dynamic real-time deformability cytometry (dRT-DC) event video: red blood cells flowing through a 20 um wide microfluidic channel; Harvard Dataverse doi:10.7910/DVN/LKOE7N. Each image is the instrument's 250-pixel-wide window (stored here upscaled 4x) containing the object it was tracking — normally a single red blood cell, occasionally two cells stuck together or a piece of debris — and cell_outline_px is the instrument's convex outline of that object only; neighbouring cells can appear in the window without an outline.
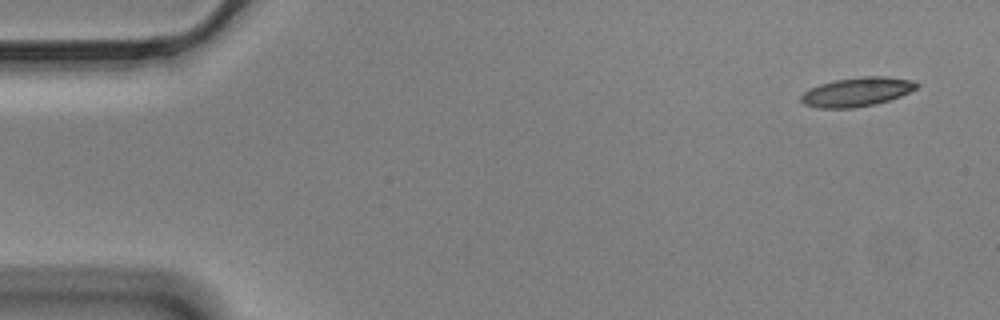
{"species": "Egyptian fruit bat (a non-hibernating species)", "species_latin": "Rousettus aegyptiacus", "temperature_condition": "cold", "stored_images_in_passage": 55, "camera_frame_rate_fps": 3000, "um_per_image_px": 0.085, "animal": {"sex": "male"}, "frame": {"image": 1, "passage_image": 1, "time_ms": 0.0, "image_size_px": [1000, 320], "cell_outline_px": [[920, 84], [916, 88], [900, 96], [876, 104], [852, 108], [816, 108], [804, 104], [800, 100], [800, 96], [804, 92], [820, 84], [836, 80], [864, 76], [884, 76], [908, 80]], "centroid_in_image_um": [72.8, 7.82], "position_along_channel_um": 12.2, "area_um2": 19.31}}
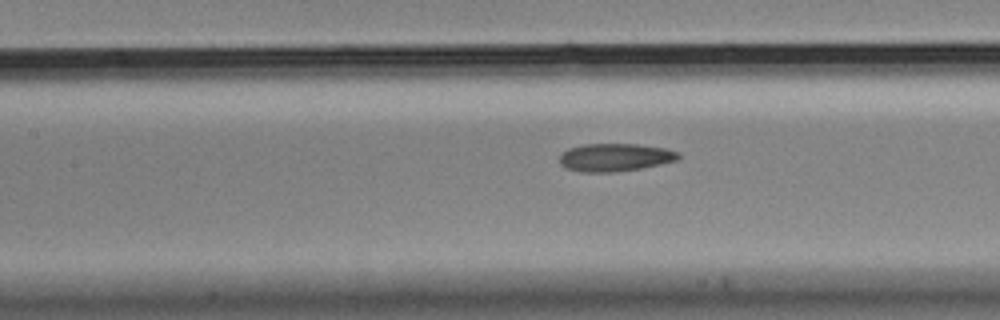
{"frame": {"image": 2, "passage_image": 23, "time_ms": 7.333, "image_size_px": [1000, 320], "cell_outline_px": [[680, 160], [640, 168], [616, 172], [580, 172], [564, 168], [560, 164], [560, 156], [568, 148], [584, 144], [636, 144], [664, 148], [680, 152]], "centroid_in_image_um": [52.28, 13.38], "position_along_channel_um": 155.1, "area_um2": 19.42}}
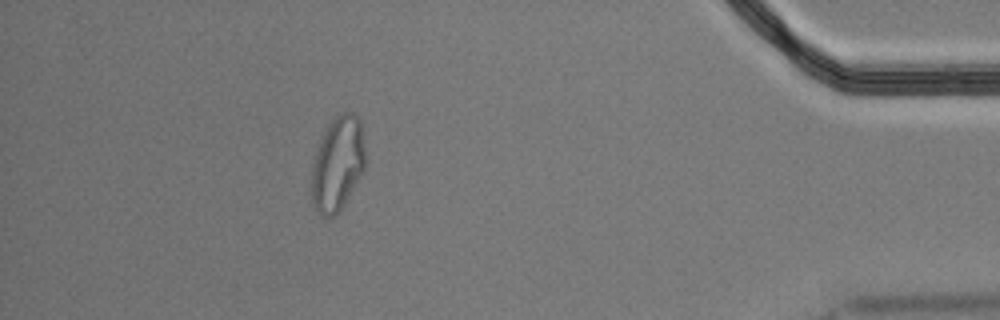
{"frame": {"image": 3, "passage_image": 49, "time_ms": 16.0, "image_size_px": [1000, 320], "cell_outline_px": [[364, 168], [360, 176], [344, 204], [336, 216], [328, 220], [320, 216], [312, 204], [312, 164], [316, 152], [324, 132], [328, 124], [336, 116], [344, 112], [352, 112], [360, 120], [364, 148]], "centroid_in_image_um": [28.67, 13.98], "position_along_channel_um": 406.5, "area_um2": 29.36}, "authors_computed_cell_mechanics": {"area_um2": 20.0566, "velocity_mm_per_s": 3.4857, "shape_relaxation_time_tau1_ms": null, "shape_relaxation_time_tau2_ms": 2.927, "deformation_change_tau1": null, "deformation_change_tau2": 0.1065}}